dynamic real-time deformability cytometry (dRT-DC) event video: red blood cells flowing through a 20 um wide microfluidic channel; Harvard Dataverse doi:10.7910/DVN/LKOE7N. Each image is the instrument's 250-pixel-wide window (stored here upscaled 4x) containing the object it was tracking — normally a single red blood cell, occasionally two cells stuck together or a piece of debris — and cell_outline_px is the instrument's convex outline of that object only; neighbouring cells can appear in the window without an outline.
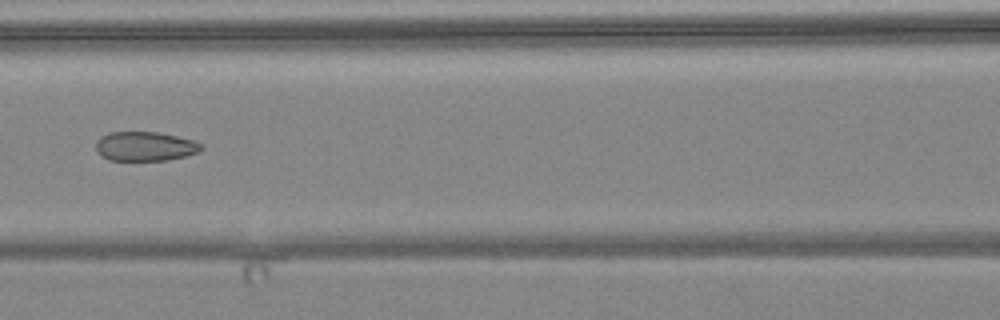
{"species": "common noctule bat (a hibernating species)", "species_latin": "Nyctalus noctula", "temperature_condition": "warm", "stored_images_in_passage": 6, "camera_frame_rate_fps": 3000, "um_per_image_px": 0.085, "animal": {"sex": "female", "body_mass_g": 24.6, "forearm_length_mm": 56.2}, "frame": {"image": 1, "passage_image": 6, "time_ms": 5.667, "image_size_px": [1000, 320], "cell_outline_px": [[204, 148], [200, 152], [168, 160], [108, 160], [100, 156], [96, 148], [96, 140], [100, 136], [108, 132], [156, 132], [196, 140], [204, 144]], "centroid_in_image_um": [12.35, 12.43], "position_along_channel_um": 154.3, "area_um2": 18.26}}